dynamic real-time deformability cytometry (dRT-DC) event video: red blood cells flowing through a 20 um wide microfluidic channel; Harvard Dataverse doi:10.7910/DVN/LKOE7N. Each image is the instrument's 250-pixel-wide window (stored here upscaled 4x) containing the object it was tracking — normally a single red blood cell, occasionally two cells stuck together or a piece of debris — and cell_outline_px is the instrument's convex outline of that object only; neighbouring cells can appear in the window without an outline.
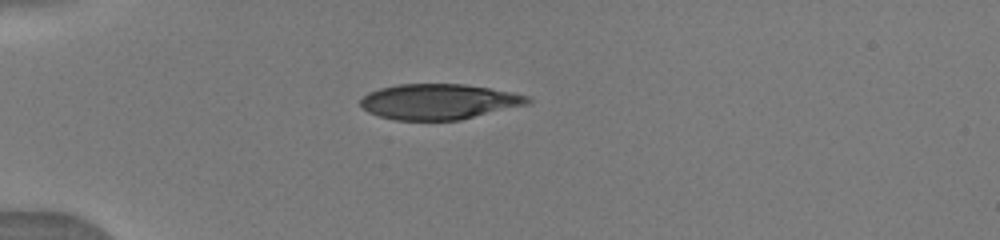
{"species": "human", "species_latin": "Homo sapiens", "temperature_condition": "warm", "stored_images_in_passage": 31, "camera_frame_rate_fps": 3000, "um_per_image_px": 0.085, "donor": {"sex": "male"}, "frame": {"image": 1, "passage_image": 1, "time_ms": 0.0, "image_size_px": [1000, 240], "cell_outline_px": [[532, 100], [528, 104], [460, 120], [396, 120], [380, 116], [368, 112], [360, 104], [360, 100], [368, 92], [380, 88], [396, 84], [464, 84], [512, 92], [532, 96]], "centroid_in_image_um": [37.32, 8.63], "position_along_channel_um": 47.7, "area_um2": 34.56}}
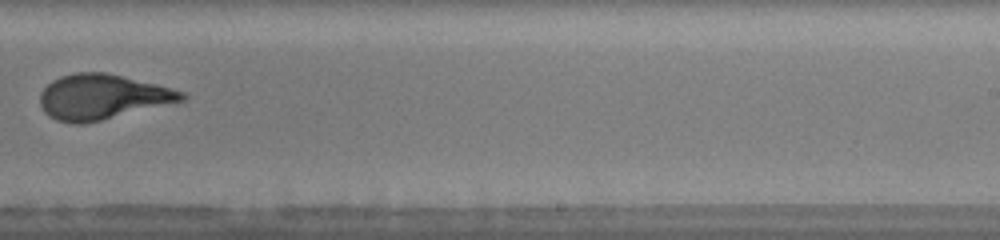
{"frame": {"image": 2, "passage_image": 12, "time_ms": 6.333, "image_size_px": [1000, 240], "cell_outline_px": [[188, 96], [184, 100], [84, 124], [72, 124], [56, 120], [48, 116], [44, 112], [40, 104], [40, 92], [52, 80], [60, 76], [76, 72], [104, 72], [156, 84], [184, 92]], "centroid_in_image_um": [8.64, 8.24], "position_along_channel_um": 280.4, "area_um2": 36.93}}
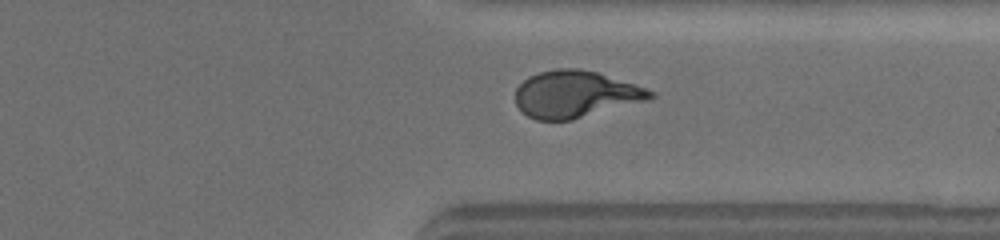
{"frame": {"image": 3, "passage_image": 16, "time_ms": 8.333, "image_size_px": [1000, 240], "cell_outline_px": [[656, 96], [648, 100], [572, 120], [536, 120], [528, 116], [516, 104], [516, 88], [528, 76], [540, 72], [556, 68], [580, 68], [596, 72], [656, 92]], "centroid_in_image_um": [48.89, 8.01], "position_along_channel_um": 362.5, "area_um2": 36.59}}